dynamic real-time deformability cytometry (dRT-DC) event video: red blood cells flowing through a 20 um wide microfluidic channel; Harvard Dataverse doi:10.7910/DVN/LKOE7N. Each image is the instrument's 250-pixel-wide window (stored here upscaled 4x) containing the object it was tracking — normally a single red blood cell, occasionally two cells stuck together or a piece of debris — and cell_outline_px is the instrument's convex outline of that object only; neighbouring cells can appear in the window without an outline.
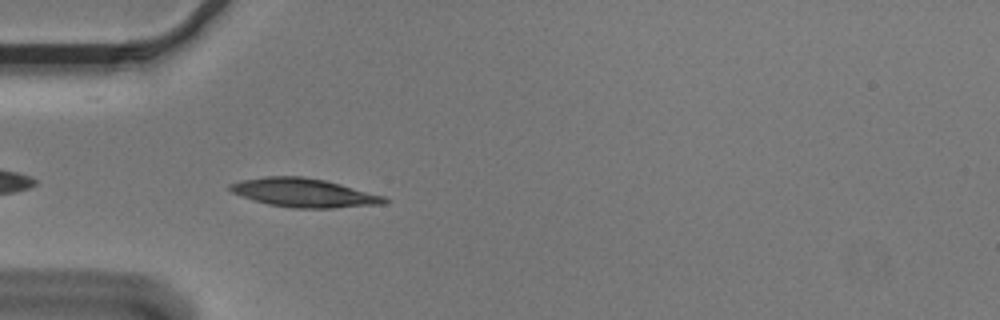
{"species": "Egyptian fruit bat (a non-hibernating species)", "species_latin": "Rousettus aegyptiacus", "temperature_condition": "cold", "stored_images_in_passage": 36, "camera_frame_rate_fps": 3000, "um_per_image_px": 0.085, "animal": {"sex": "male"}, "frame": {"image": 1, "passage_image": 3, "time_ms": 0.667, "image_size_px": [1000, 320], "cell_outline_px": [[388, 200], [384, 204], [332, 208], [292, 208], [268, 204], [232, 192], [228, 188], [228, 184], [240, 180], [264, 176], [304, 176], [324, 180], [340, 184], [384, 196]], "centroid_in_image_um": [25.82, 16.38], "position_along_channel_um": 59.2, "area_um2": 25.66}}
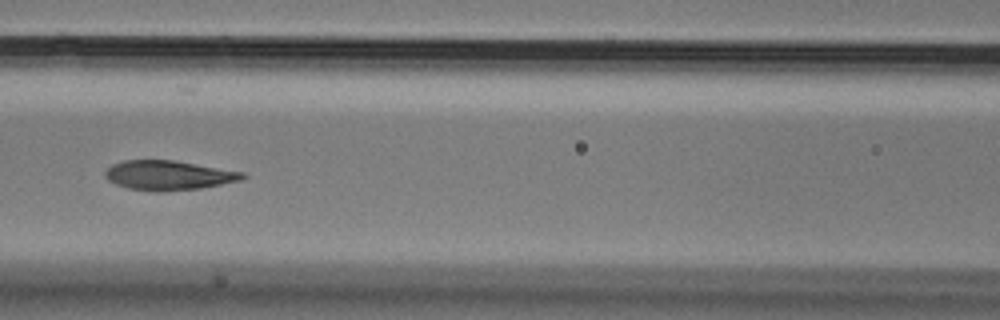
{"frame": {"image": 2, "passage_image": 11, "time_ms": 3.333, "image_size_px": [1000, 320], "cell_outline_px": [[248, 176], [240, 180], [200, 188], [164, 192], [152, 192], [128, 188], [116, 184], [108, 180], [104, 176], [104, 172], [112, 164], [124, 160], [172, 160], [244, 172]], "centroid_in_image_um": [14.29, 14.91], "position_along_channel_um": 152.3, "area_um2": 23.64}}
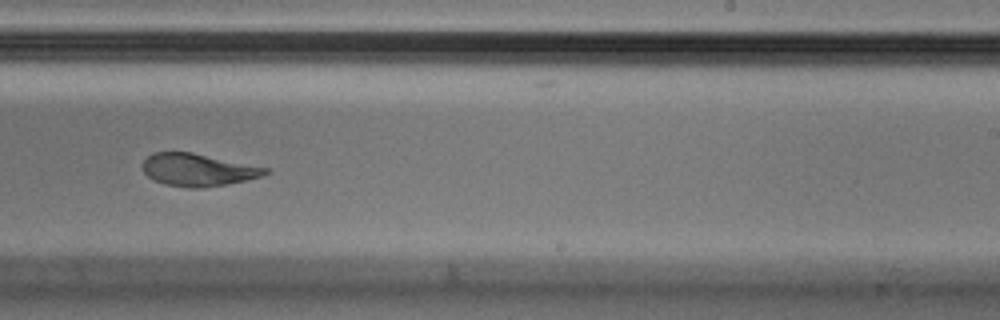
{"frame": {"image": 3, "passage_image": 21, "time_ms": 6.667, "image_size_px": [1000, 320], "cell_outline_px": [[272, 172], [260, 176], [244, 180], [204, 188], [188, 188], [164, 184], [152, 180], [144, 172], [144, 160], [152, 152], [192, 152], [272, 168]], "centroid_in_image_um": [16.86, 14.43], "position_along_channel_um": 272.1, "area_um2": 23.35}, "authors_computed_cell_mechanics": {"area_um2": 24.1604, "velocity_mm_per_s": 3.6043, "shape_relaxation_time_tau1_ms": 4.4524, "shape_relaxation_time_tau2_ms": 2.3261, "deformation_change_tau1": 0.153, "deformation_change_tau2": 0.0638}}